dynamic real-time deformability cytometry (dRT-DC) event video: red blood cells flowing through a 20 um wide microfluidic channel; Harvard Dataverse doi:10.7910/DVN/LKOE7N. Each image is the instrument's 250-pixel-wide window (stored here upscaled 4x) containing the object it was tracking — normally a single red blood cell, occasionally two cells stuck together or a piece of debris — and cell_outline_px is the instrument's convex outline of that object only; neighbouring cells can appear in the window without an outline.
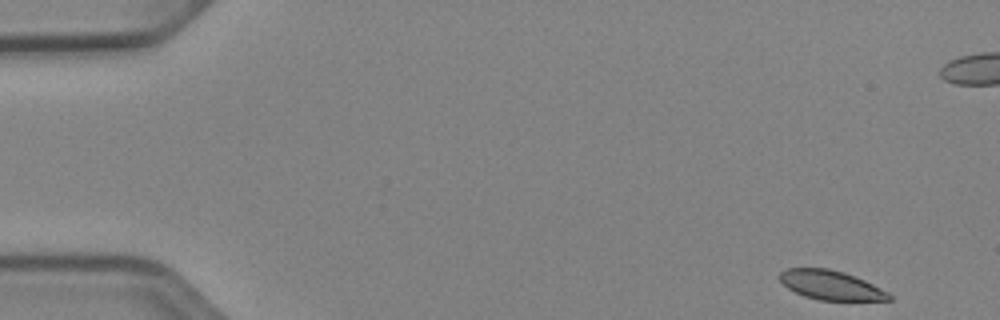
{"species": "Egyptian fruit bat (a non-hibernating species)", "species_latin": "Rousettus aegyptiacus", "temperature_condition": "cold", "stored_images_in_passage": 51, "camera_frame_rate_fps": 3000, "um_per_image_px": 0.085, "animal": {"sex": "female"}, "frame": {"image": 1, "passage_image": 1, "time_ms": 0.0, "image_size_px": [1000, 320], "cell_outline_px": [[892, 300], [816, 300], [804, 296], [788, 288], [780, 280], [780, 272], [788, 268], [828, 268], [844, 272], [864, 280], [888, 292], [892, 296]], "centroid_in_image_um": [70.62, 24.24], "position_along_channel_um": 14.4, "area_um2": 18.5}}
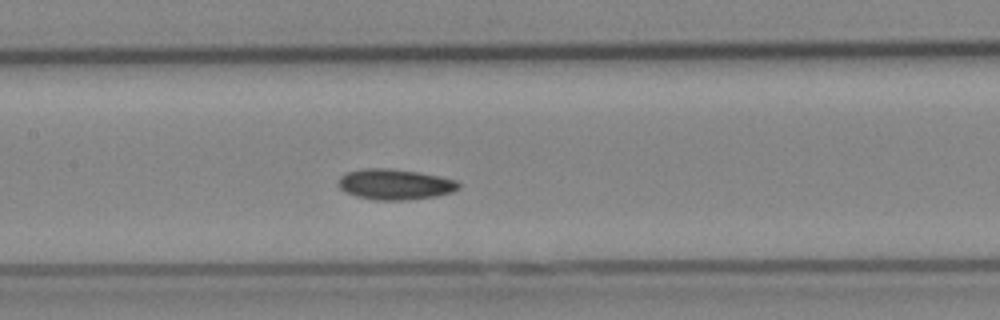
{"frame": {"image": 2, "passage_image": 23, "time_ms": 7.333, "image_size_px": [1000, 320], "cell_outline_px": [[460, 188], [452, 192], [436, 196], [404, 200], [376, 200], [356, 196], [340, 188], [340, 176], [348, 172], [364, 168], [388, 168], [416, 172], [440, 176], [456, 180], [460, 184]], "centroid_in_image_um": [33.61, 15.67], "position_along_channel_um": 173.8, "area_um2": 21.21}}
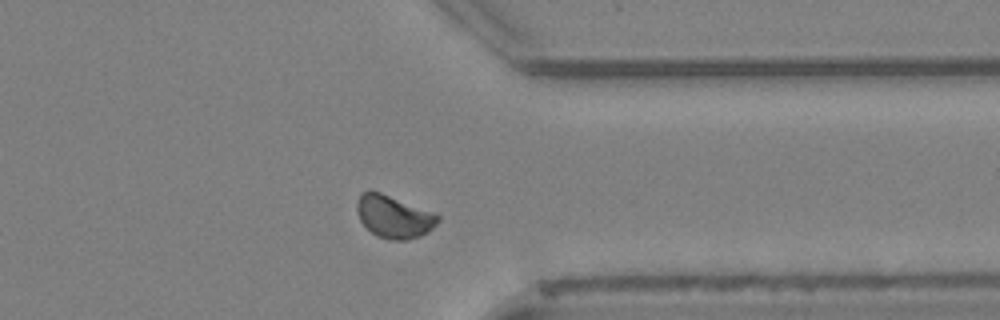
{"frame": {"image": 3, "passage_image": 39, "time_ms": 12.667, "image_size_px": [1000, 320], "cell_outline_px": [[440, 220], [428, 232], [420, 236], [408, 240], [388, 240], [376, 236], [360, 220], [356, 212], [356, 200], [360, 192], [368, 188], [380, 192], [436, 212], [440, 216]], "centroid_in_image_um": [33.46, 18.39], "position_along_channel_um": 377.9, "area_um2": 20.63}}